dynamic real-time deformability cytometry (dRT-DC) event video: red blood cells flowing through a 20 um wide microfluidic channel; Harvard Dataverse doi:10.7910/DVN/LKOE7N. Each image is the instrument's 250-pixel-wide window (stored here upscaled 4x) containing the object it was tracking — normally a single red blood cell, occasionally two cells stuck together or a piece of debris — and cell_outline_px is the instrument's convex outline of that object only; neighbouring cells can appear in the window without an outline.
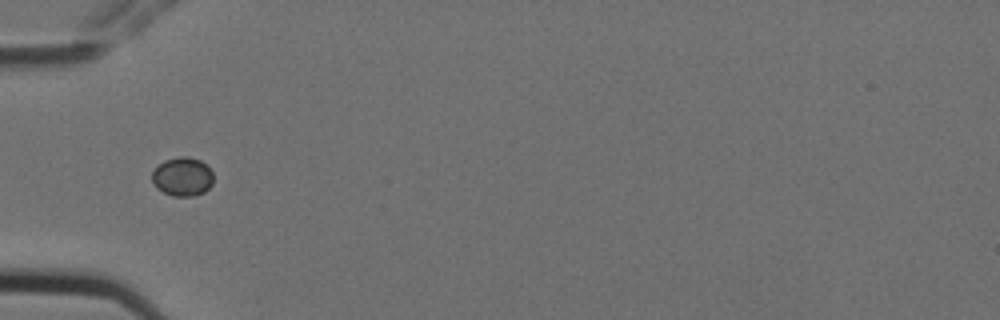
{"species": "Egyptian fruit bat (a non-hibernating species)", "species_latin": "Rousettus aegyptiacus", "temperature_condition": "cold", "stored_images_in_passage": 5, "camera_frame_rate_fps": 3000, "um_per_image_px": 0.085, "animal": {"sex": "female"}, "frame": {"image": 1, "passage_image": 1, "time_ms": 0.0, "image_size_px": [1000, 320], "cell_outline_px": [[212, 184], [204, 192], [196, 196], [172, 196], [156, 188], [152, 180], [152, 172], [164, 160], [180, 156], [188, 156], [200, 160], [212, 172]], "centroid_in_image_um": [15.5, 15.02], "position_along_channel_um": 69.5, "area_um2": 13.81}}
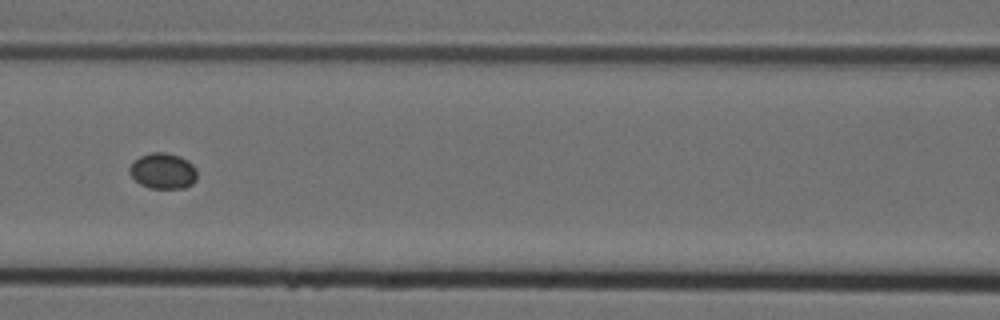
{"frame": {"image": 2, "passage_image": 3, "time_ms": 0.667, "image_size_px": [1000, 320], "cell_outline_px": [[196, 180], [192, 184], [184, 188], [148, 188], [140, 184], [128, 172], [128, 168], [140, 156], [152, 152], [164, 152], [180, 156], [188, 160], [196, 168]], "centroid_in_image_um": [13.86, 14.53], "position_along_channel_um": 152.7, "area_um2": 14.1}}
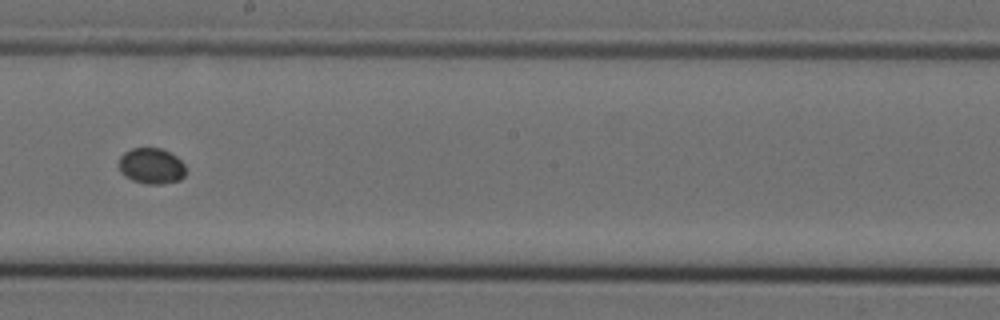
{"frame": {"image": 3, "passage_image": 5, "time_ms": 1.333, "image_size_px": [1000, 320], "cell_outline_px": [[184, 176], [180, 180], [160, 184], [144, 184], [132, 180], [124, 176], [120, 172], [116, 164], [120, 156], [124, 152], [132, 148], [160, 148], [176, 156], [184, 164]], "centroid_in_image_um": [12.8, 14.11], "position_along_channel_um": 235.4, "area_um2": 14.16}}